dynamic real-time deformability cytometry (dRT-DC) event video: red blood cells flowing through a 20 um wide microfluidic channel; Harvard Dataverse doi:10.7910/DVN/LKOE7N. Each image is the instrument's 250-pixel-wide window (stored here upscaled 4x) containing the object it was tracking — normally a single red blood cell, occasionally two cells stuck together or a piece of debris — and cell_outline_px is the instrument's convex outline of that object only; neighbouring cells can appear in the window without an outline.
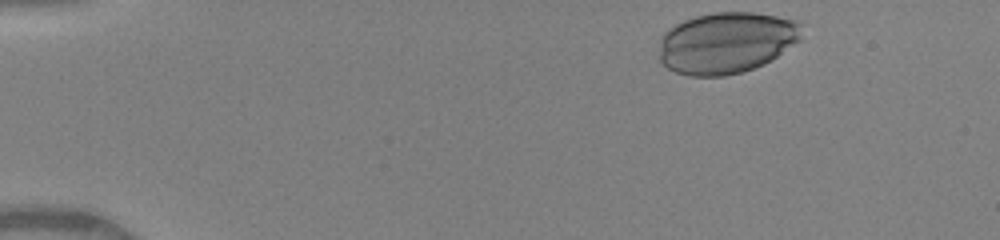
{"species": "human", "species_latin": "Homo sapiens", "temperature_condition": "warm", "stored_images_in_passage": 9, "camera_frame_rate_fps": 3000, "um_per_image_px": 0.085, "donor": {"sex": "female"}, "frame": {"image": 1, "passage_image": 1, "time_ms": 0.0, "image_size_px": [1000, 240], "cell_outline_px": [[800, 40], [764, 64], [740, 72], [724, 76], [688, 76], [676, 72], [668, 68], [660, 60], [660, 36], [668, 28], [684, 20], [696, 16], [716, 12], [752, 12], [776, 16], [792, 20], [800, 24]], "centroid_in_image_um": [61.7, 3.63], "position_along_channel_um": 23.3, "area_um2": 50.69}}